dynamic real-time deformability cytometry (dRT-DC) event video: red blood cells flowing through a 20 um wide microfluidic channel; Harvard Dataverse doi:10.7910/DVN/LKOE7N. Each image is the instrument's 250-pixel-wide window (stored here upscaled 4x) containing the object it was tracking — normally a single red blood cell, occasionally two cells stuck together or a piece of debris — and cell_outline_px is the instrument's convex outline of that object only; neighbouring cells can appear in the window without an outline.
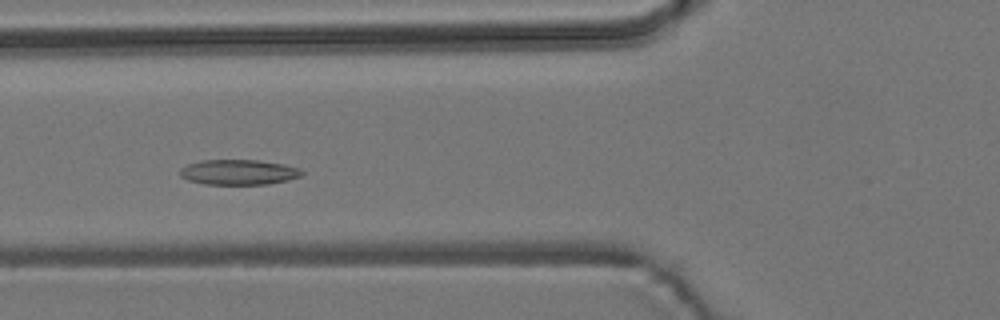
{"species": "common noctule bat (a hibernating species)", "species_latin": "Nyctalus noctula", "temperature_condition": "room temperature", "stored_images_in_passage": 51, "camera_frame_rate_fps": 3000, "um_per_image_px": 0.085, "animal": {"sex": "male", "body_mass_g": 19.2, "forearm_length_mm": 51.8}, "frame": {"image": 1, "passage_image": 17, "time_ms": 5.333, "image_size_px": [1000, 320], "cell_outline_px": [[304, 172], [300, 176], [288, 180], [268, 184], [204, 184], [188, 180], [180, 176], [180, 168], [188, 164], [204, 160], [260, 160], [284, 164], [300, 168]], "centroid_in_image_um": [20.3, 14.63], "position_along_channel_um": 105.5, "area_um2": 17.92}}
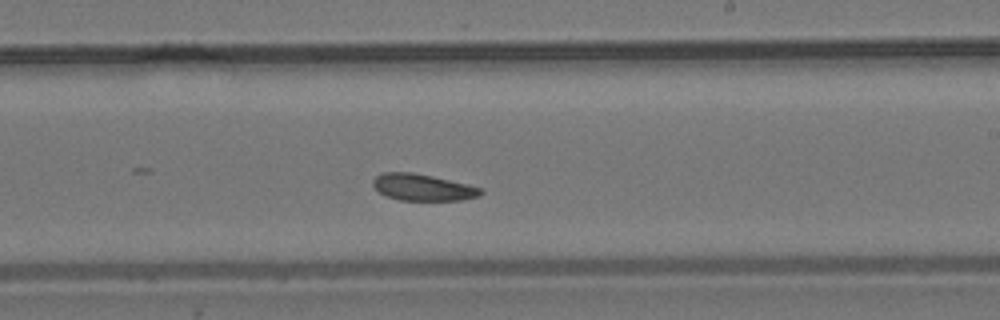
{"frame": {"image": 2, "passage_image": 29, "time_ms": 9.333, "image_size_px": [1000, 320], "cell_outline_px": [[484, 192], [480, 196], [460, 200], [400, 200], [388, 196], [380, 192], [372, 184], [372, 180], [376, 176], [384, 172], [412, 172], [432, 176], [468, 184], [480, 188]], "centroid_in_image_um": [35.94, 15.92], "position_along_channel_um": 253.1, "area_um2": 16.59}}
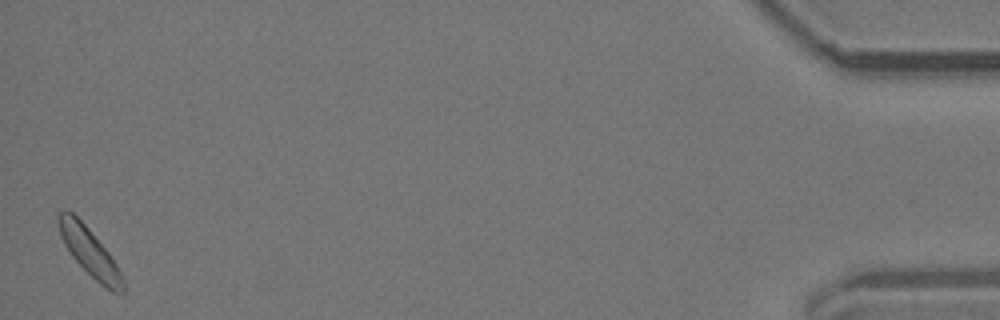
{"frame": {"image": 3, "passage_image": 51, "time_ms": 16.667, "image_size_px": [1000, 320], "cell_outline_px": [[124, 292], [112, 292], [100, 284], [72, 256], [64, 244], [60, 236], [56, 216], [64, 208], [68, 208], [88, 228], [108, 252], [116, 264], [120, 272], [124, 284]], "centroid_in_image_um": [7.57, 21.37], "position_along_channel_um": 427.6, "area_um2": 17.69}, "authors_computed_cell_mechanics": {"area_um2": 17.5134, "velocity_mm_per_s": 3.692, "shape_relaxation_time_tau1_ms": null, "shape_relaxation_time_tau2_ms": 10.1513, "deformation_change_tau1": null, "deformation_change_tau2": 0.1541}}